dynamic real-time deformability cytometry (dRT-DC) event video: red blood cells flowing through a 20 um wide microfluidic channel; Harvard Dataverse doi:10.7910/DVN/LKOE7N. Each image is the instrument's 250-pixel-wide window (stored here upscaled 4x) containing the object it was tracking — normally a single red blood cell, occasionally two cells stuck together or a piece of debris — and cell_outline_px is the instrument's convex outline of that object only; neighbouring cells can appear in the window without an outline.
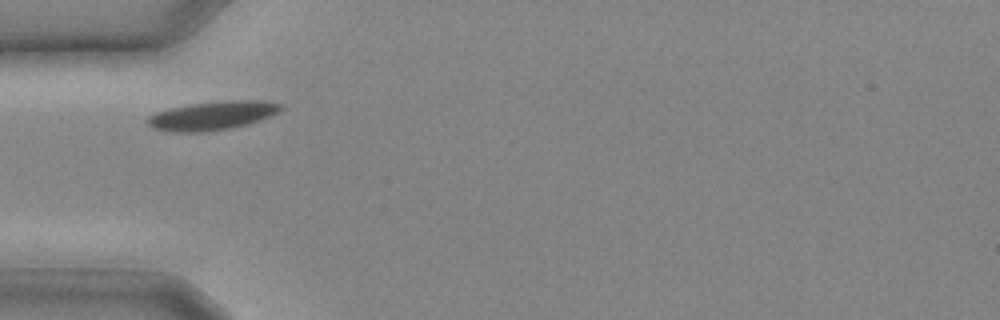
{"species": "common noctule bat (a hibernating species)", "species_latin": "Nyctalus noctula", "temperature_condition": "cold", "stored_images_in_passage": 11, "camera_frame_rate_fps": 3000, "um_per_image_px": 0.085, "animal": {"sex": "male", "body_mass_g": 20.4}, "frame": {"image": 1, "passage_image": 1, "time_ms": 0.0, "image_size_px": [1000, 320], "cell_outline_px": [[284, 108], [268, 116], [244, 124], [228, 128], [204, 132], [176, 132], [152, 128], [144, 120], [148, 116], [156, 112], [168, 108], [192, 104], [224, 100], [264, 100], [280, 104]], "centroid_in_image_um": [17.97, 9.81], "position_along_channel_um": 67.0, "area_um2": 22.02}}
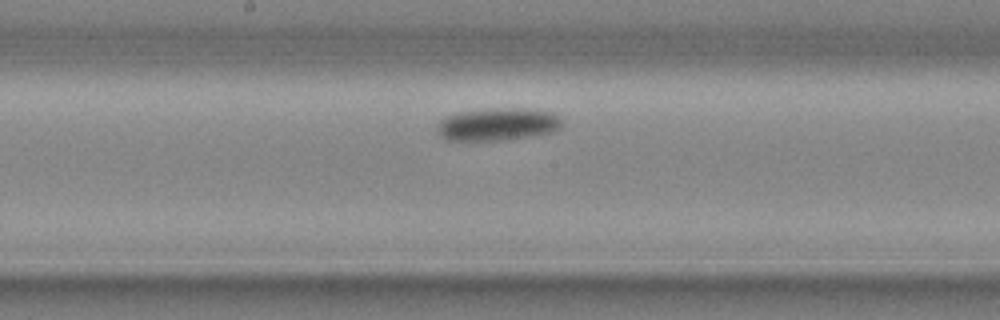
{"frame": {"image": 2, "passage_image": 7, "time_ms": 2.0, "image_size_px": [1000, 320], "cell_outline_px": [[560, 128], [552, 132], [532, 136], [504, 140], [444, 140], [436, 132], [436, 128], [440, 120], [444, 116], [460, 112], [492, 108], [524, 108], [552, 112], [560, 120]], "centroid_in_image_um": [42.24, 10.57], "position_along_channel_um": 206.0, "area_um2": 23.81}}
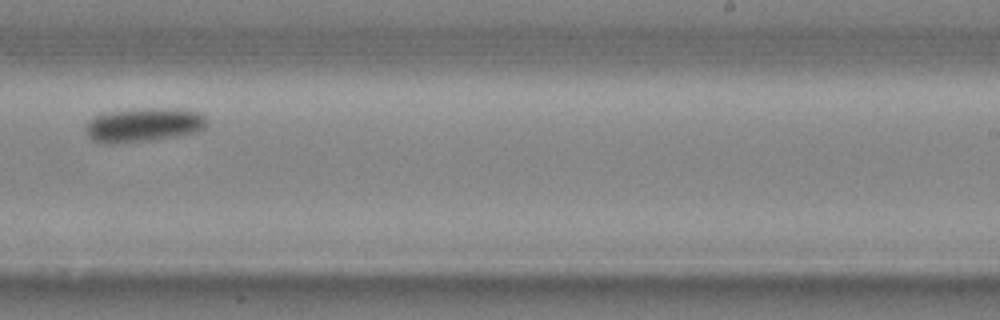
{"frame": {"image": 3, "passage_image": 10, "time_ms": 3.0, "image_size_px": [1000, 320], "cell_outline_px": [[208, 128], [196, 132], [180, 136], [152, 140], [108, 144], [104, 144], [92, 140], [84, 132], [84, 128], [88, 120], [96, 116], [112, 112], [148, 108], [164, 108], [200, 112], [208, 120]], "centroid_in_image_um": [12.23, 10.64], "position_along_channel_um": 276.8, "area_um2": 24.16}}